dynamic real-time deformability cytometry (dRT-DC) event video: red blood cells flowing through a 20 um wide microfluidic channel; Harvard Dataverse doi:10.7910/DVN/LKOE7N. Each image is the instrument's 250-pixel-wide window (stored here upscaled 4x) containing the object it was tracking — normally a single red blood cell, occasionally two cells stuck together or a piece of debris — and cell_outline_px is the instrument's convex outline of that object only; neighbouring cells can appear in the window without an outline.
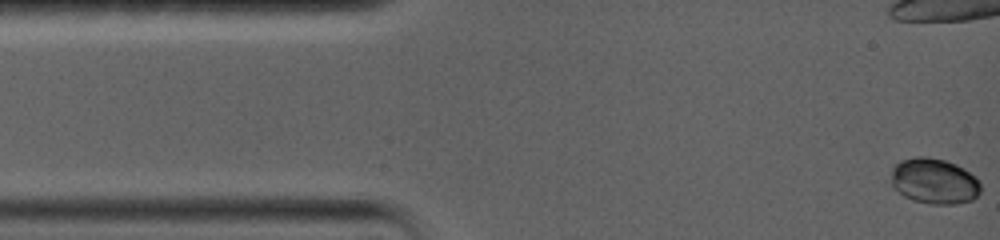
{"species": "common noctule bat (a hibernating species)", "species_latin": "Nyctalus noctula", "temperature_condition": "warm", "stored_images_in_passage": 15, "camera_frame_rate_fps": 5000, "um_per_image_px": 0.085, "animal": {"sex": "female", "body_mass_g": 19.0, "forearm_length_mm": 56.7}, "frame": {"image": 1, "passage_image": 1, "time_ms": 0.0, "image_size_px": [1000, 240], "cell_outline_px": [[980, 192], [972, 200], [956, 204], [932, 204], [912, 200], [904, 196], [892, 188], [892, 168], [900, 160], [916, 156], [928, 156], [944, 160], [956, 164], [964, 168], [976, 176], [980, 184]], "centroid_in_image_um": [79.4, 15.39], "position_along_channel_um": 5.6, "area_um2": 24.04}}